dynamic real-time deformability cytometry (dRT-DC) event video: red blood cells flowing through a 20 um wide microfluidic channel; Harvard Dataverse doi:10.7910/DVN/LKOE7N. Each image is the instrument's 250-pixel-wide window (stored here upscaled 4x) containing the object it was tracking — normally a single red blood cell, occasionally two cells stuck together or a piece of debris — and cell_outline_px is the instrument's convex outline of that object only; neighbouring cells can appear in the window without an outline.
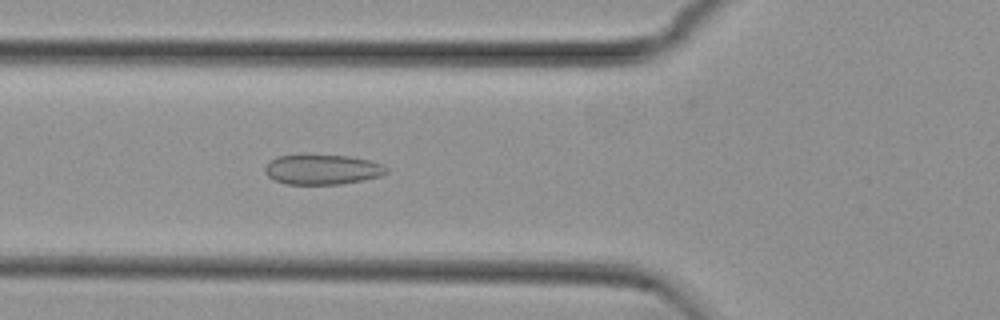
{"species": "common noctule bat (a hibernating species)", "species_latin": "Nyctalus noctula", "temperature_condition": "cold", "stored_images_in_passage": 41, "camera_frame_rate_fps": 3000, "um_per_image_px": 0.085, "animal": {"sex": "female", "body_mass_g": 29.2, "forearm_length_mm": 56.3}, "frame": {"image": 1, "passage_image": 9, "time_ms": 2.667, "image_size_px": [1000, 320], "cell_outline_px": [[388, 172], [380, 176], [340, 184], [288, 184], [276, 180], [268, 176], [264, 172], [264, 168], [276, 156], [304, 152], [348, 156], [368, 160], [380, 164], [388, 168]], "centroid_in_image_um": [27.35, 14.36], "position_along_channel_um": 98.5, "area_um2": 21.68}}
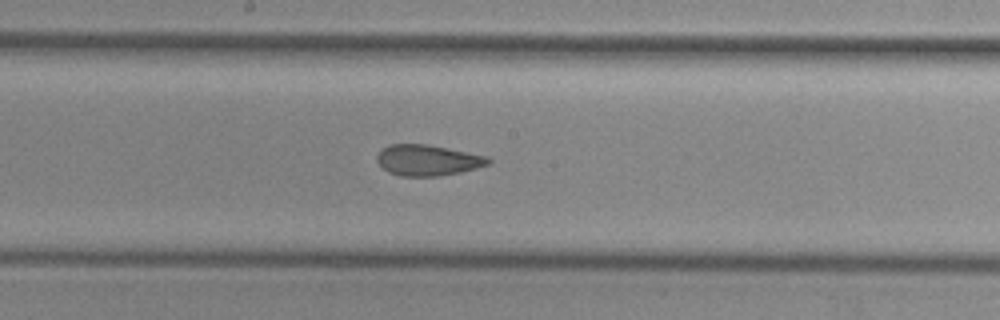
{"frame": {"image": 2, "passage_image": 18, "time_ms": 5.667, "image_size_px": [1000, 320], "cell_outline_px": [[492, 160], [488, 164], [476, 168], [460, 172], [436, 176], [400, 176], [388, 172], [376, 160], [376, 156], [388, 144], [428, 144], [488, 156]], "centroid_in_image_um": [36.36, 13.61], "position_along_channel_um": 211.8, "area_um2": 19.94}}
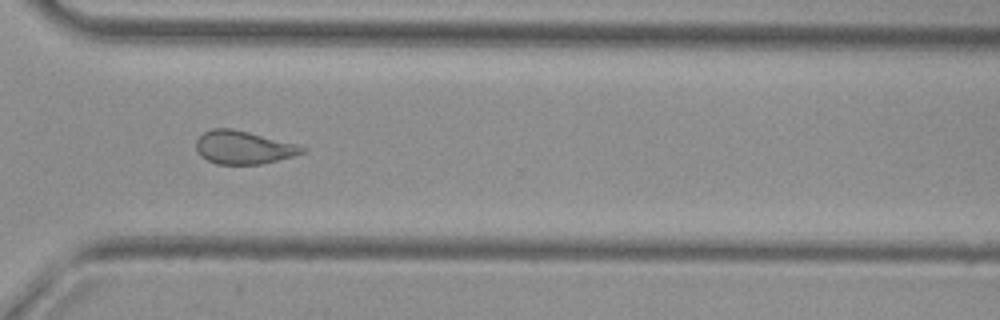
{"frame": {"image": 3, "passage_image": 29, "time_ms": 9.333, "image_size_px": [1000, 320], "cell_outline_px": [[308, 148], [304, 152], [296, 156], [260, 164], [216, 164], [200, 156], [196, 148], [196, 140], [204, 132], [212, 128], [232, 128], [296, 144]], "centroid_in_image_um": [20.69, 12.53], "position_along_channel_um": 349.9, "area_um2": 20.46}, "authors_computed_cell_mechanics": {"area_um2": 21.2704, "velocity_mm_per_s": 3.7658, "shape_relaxation_time_tau1_ms": null, "shape_relaxation_time_tau2_ms": 1.4834, "deformation_change_tau1": null, "deformation_change_tau2": 0.0801}}